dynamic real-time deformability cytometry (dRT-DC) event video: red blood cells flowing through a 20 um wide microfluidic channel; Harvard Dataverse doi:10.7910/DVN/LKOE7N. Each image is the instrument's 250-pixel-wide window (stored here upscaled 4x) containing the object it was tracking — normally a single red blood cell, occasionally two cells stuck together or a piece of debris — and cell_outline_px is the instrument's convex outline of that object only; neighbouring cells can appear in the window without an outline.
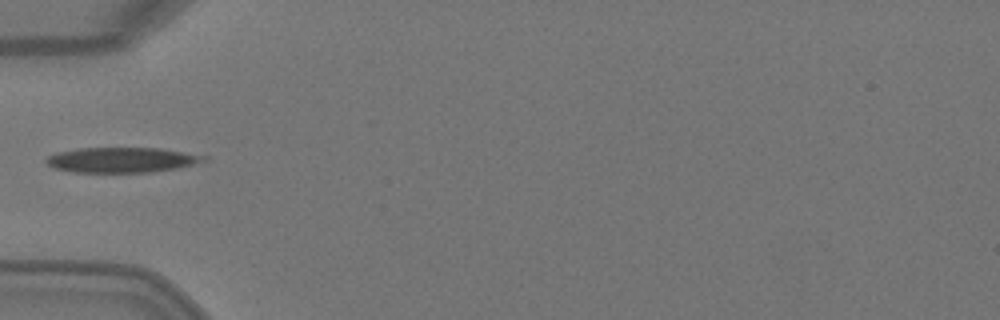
{"species": "Egyptian fruit bat (a non-hibernating species)", "species_latin": "Rousettus aegyptiacus", "temperature_condition": "warm", "stored_images_in_passage": 4, "camera_frame_rate_fps": 3000, "um_per_image_px": 0.085, "animal": {"sex": "female"}, "frame": {"image": 1, "passage_image": 4, "time_ms": 1.0, "image_size_px": [1000, 320], "cell_outline_px": [[208, 160], [180, 168], [152, 172], [72, 172], [52, 168], [44, 160], [48, 156], [56, 152], [80, 148], [160, 148], [208, 156]], "centroid_in_image_um": [10.36, 13.59], "position_along_channel_um": 74.6, "area_um2": 23.29}}